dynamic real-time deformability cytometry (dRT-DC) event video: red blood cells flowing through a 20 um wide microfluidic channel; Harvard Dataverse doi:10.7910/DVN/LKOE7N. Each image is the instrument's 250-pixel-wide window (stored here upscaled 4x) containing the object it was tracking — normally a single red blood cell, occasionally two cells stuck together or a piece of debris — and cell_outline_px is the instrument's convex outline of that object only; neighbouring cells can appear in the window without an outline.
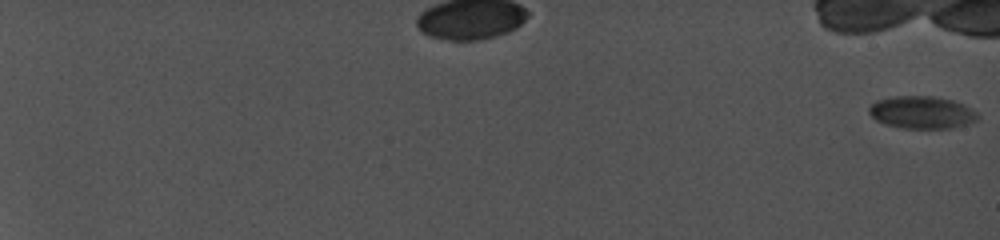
{"species": "common noctule bat (a hibernating species)", "species_latin": "Nyctalus noctula", "temperature_condition": "cold", "stored_images_in_passage": 23, "camera_frame_rate_fps": 5000, "um_per_image_px": 0.085, "animal": {"sex": "female", "body_mass_g": 19.0, "forearm_length_mm": 56.7}, "frame": {"image": 1, "passage_image": 1, "time_ms": 0.0, "image_size_px": [1000, 240], "cell_outline_px": [[980, 116], [976, 120], [952, 128], [900, 128], [876, 120], [868, 112], [868, 108], [876, 100], [896, 96], [932, 96], [952, 100], [964, 104], [976, 112]], "centroid_in_image_um": [78.35, 9.54], "position_along_channel_um": 6.7, "area_um2": 20.4}}